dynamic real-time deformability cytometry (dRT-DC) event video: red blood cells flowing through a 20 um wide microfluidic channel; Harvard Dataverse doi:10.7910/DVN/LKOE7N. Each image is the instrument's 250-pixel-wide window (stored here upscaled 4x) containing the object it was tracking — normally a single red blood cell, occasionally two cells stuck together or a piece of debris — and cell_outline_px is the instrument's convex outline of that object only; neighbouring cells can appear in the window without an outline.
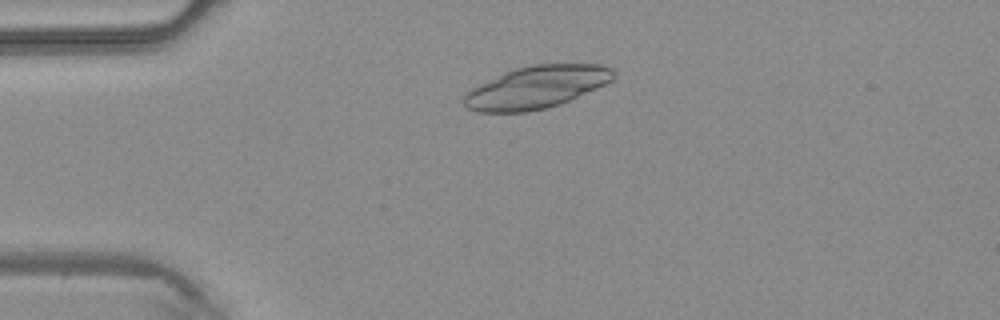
{"species": "common noctule bat (a hibernating species)", "species_latin": "Nyctalus noctula", "temperature_condition": "warm", "stored_images_in_passage": 40, "camera_frame_rate_fps": 3000, "um_per_image_px": 0.085, "animal": {"sex": "male", "body_mass_g": 20.4}, "frame": {"image": 1, "passage_image": 7, "time_ms": 2.0, "image_size_px": [1000, 320], "cell_outline_px": [[616, 76], [612, 80], [596, 88], [568, 100], [544, 108], [528, 112], [476, 112], [468, 108], [460, 100], [460, 96], [464, 92], [504, 72], [516, 68], [532, 64], [600, 64], [612, 68], [616, 72]], "centroid_in_image_um": [45.54, 7.41], "position_along_channel_um": 39.5, "area_um2": 36.88}}